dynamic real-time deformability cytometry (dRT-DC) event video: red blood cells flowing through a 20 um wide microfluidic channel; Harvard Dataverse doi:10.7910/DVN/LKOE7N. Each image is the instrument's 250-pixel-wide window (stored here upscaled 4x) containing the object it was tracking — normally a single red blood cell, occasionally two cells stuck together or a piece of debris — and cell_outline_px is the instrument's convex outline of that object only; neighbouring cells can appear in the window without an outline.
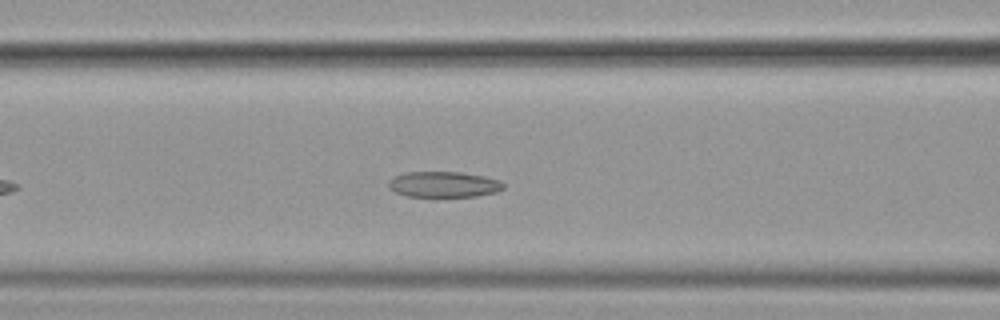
{"species": "common noctule bat (a hibernating species)", "species_latin": "Nyctalus noctula", "temperature_condition": "cold", "stored_images_in_passage": 39, "camera_frame_rate_fps": 3000, "um_per_image_px": 0.085, "animal": {"sex": "female", "body_mass_g": 19.9}, "frame": {"image": 1, "passage_image": 6, "time_ms": 1.667, "image_size_px": [1000, 320], "cell_outline_px": [[504, 188], [496, 192], [476, 196], [404, 196], [388, 188], [388, 184], [396, 176], [404, 172], [460, 172], [484, 176], [500, 180], [504, 184]], "centroid_in_image_um": [37.73, 15.67], "position_along_channel_um": 128.9, "area_um2": 17.11}}
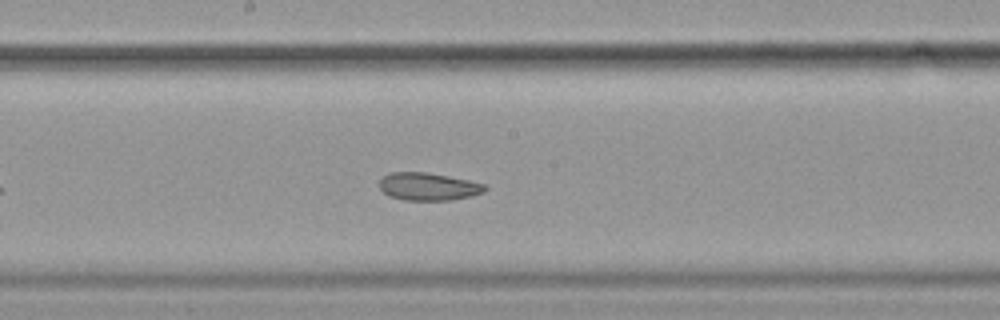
{"frame": {"image": 2, "passage_image": 13, "time_ms": 4.0, "image_size_px": [1000, 320], "cell_outline_px": [[488, 188], [484, 192], [472, 196], [448, 200], [404, 200], [388, 196], [380, 188], [380, 180], [388, 172], [428, 172], [468, 180], [484, 184]], "centroid_in_image_um": [36.4, 15.85], "position_along_channel_um": 211.8, "area_um2": 17.05}}
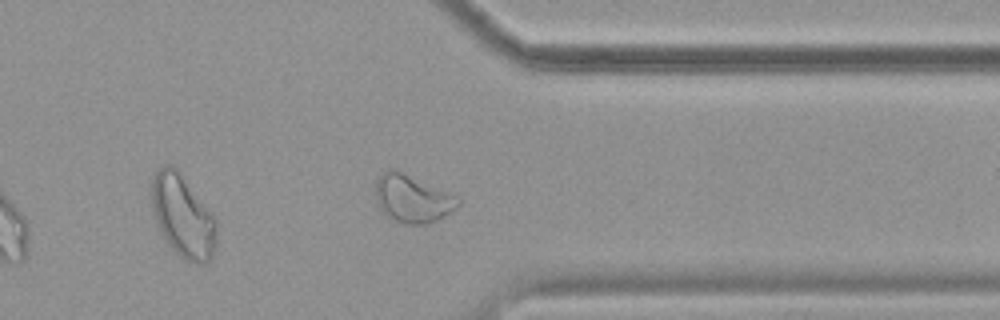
{"frame": {"image": 3, "passage_image": 27, "time_ms": 8.667, "image_size_px": [1000, 320], "cell_outline_px": [[460, 204], [452, 212], [428, 224], [408, 224], [396, 220], [388, 216], [380, 208], [376, 200], [376, 180], [384, 172], [400, 172], [456, 196], [460, 200]], "centroid_in_image_um": [35.07, 16.94], "position_along_channel_um": 376.3, "area_um2": 21.96}, "authors_computed_cell_mechanics": {"area_um2": 18.1492, "velocity_mm_per_s": 3.5714, "shape_relaxation_time_tau1_ms": 5.3438, "shape_relaxation_time_tau2_ms": 3.1532, "deformation_change_tau1": 0.1162, "deformation_change_tau2": 0.0849}}